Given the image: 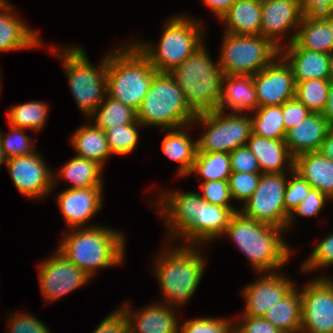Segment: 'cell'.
Wrapping results in <instances>:
<instances>
[{
  "label": "cell",
  "instance_id": "5bb4252c",
  "mask_svg": "<svg viewBox=\"0 0 333 333\" xmlns=\"http://www.w3.org/2000/svg\"><path fill=\"white\" fill-rule=\"evenodd\" d=\"M40 156L33 152L7 159L6 162L17 189L25 197L32 199L45 197L57 183Z\"/></svg>",
  "mask_w": 333,
  "mask_h": 333
},
{
  "label": "cell",
  "instance_id": "f907efd6",
  "mask_svg": "<svg viewBox=\"0 0 333 333\" xmlns=\"http://www.w3.org/2000/svg\"><path fill=\"white\" fill-rule=\"evenodd\" d=\"M241 326L234 325V333H282L264 317L243 315Z\"/></svg>",
  "mask_w": 333,
  "mask_h": 333
},
{
  "label": "cell",
  "instance_id": "5b68a950",
  "mask_svg": "<svg viewBox=\"0 0 333 333\" xmlns=\"http://www.w3.org/2000/svg\"><path fill=\"white\" fill-rule=\"evenodd\" d=\"M196 116L186 102L182 90L168 72L155 74L137 110V120L142 126H162L167 130L190 126Z\"/></svg>",
  "mask_w": 333,
  "mask_h": 333
},
{
  "label": "cell",
  "instance_id": "6125c7cd",
  "mask_svg": "<svg viewBox=\"0 0 333 333\" xmlns=\"http://www.w3.org/2000/svg\"><path fill=\"white\" fill-rule=\"evenodd\" d=\"M330 83L331 85H333V64H332V68H331V76H330Z\"/></svg>",
  "mask_w": 333,
  "mask_h": 333
},
{
  "label": "cell",
  "instance_id": "836d02e7",
  "mask_svg": "<svg viewBox=\"0 0 333 333\" xmlns=\"http://www.w3.org/2000/svg\"><path fill=\"white\" fill-rule=\"evenodd\" d=\"M198 173L204 182L211 180L228 181L232 169L230 155L227 152H197L191 173Z\"/></svg>",
  "mask_w": 333,
  "mask_h": 333
},
{
  "label": "cell",
  "instance_id": "ee69618b",
  "mask_svg": "<svg viewBox=\"0 0 333 333\" xmlns=\"http://www.w3.org/2000/svg\"><path fill=\"white\" fill-rule=\"evenodd\" d=\"M202 194L200 196L210 204L230 208L234 213H237L235 208L230 205L232 199L228 181L211 180L203 182L200 186Z\"/></svg>",
  "mask_w": 333,
  "mask_h": 333
},
{
  "label": "cell",
  "instance_id": "2e32d148",
  "mask_svg": "<svg viewBox=\"0 0 333 333\" xmlns=\"http://www.w3.org/2000/svg\"><path fill=\"white\" fill-rule=\"evenodd\" d=\"M292 281L281 275L269 272L256 282L245 287L243 296L246 300V308L243 315L252 317H264L266 312L276 303L280 302L296 286Z\"/></svg>",
  "mask_w": 333,
  "mask_h": 333
},
{
  "label": "cell",
  "instance_id": "1f68e13d",
  "mask_svg": "<svg viewBox=\"0 0 333 333\" xmlns=\"http://www.w3.org/2000/svg\"><path fill=\"white\" fill-rule=\"evenodd\" d=\"M168 130L162 142V151L171 160L180 164L178 174L189 175L197 153V142H192L187 133L179 128Z\"/></svg>",
  "mask_w": 333,
  "mask_h": 333
},
{
  "label": "cell",
  "instance_id": "91938a15",
  "mask_svg": "<svg viewBox=\"0 0 333 333\" xmlns=\"http://www.w3.org/2000/svg\"><path fill=\"white\" fill-rule=\"evenodd\" d=\"M328 133L333 135V121L328 122Z\"/></svg>",
  "mask_w": 333,
  "mask_h": 333
},
{
  "label": "cell",
  "instance_id": "484cf974",
  "mask_svg": "<svg viewBox=\"0 0 333 333\" xmlns=\"http://www.w3.org/2000/svg\"><path fill=\"white\" fill-rule=\"evenodd\" d=\"M294 170L312 188L333 199V160L320 151L303 153L294 158Z\"/></svg>",
  "mask_w": 333,
  "mask_h": 333
},
{
  "label": "cell",
  "instance_id": "6f0895ef",
  "mask_svg": "<svg viewBox=\"0 0 333 333\" xmlns=\"http://www.w3.org/2000/svg\"><path fill=\"white\" fill-rule=\"evenodd\" d=\"M321 17L327 22L333 33V10L330 13L322 15Z\"/></svg>",
  "mask_w": 333,
  "mask_h": 333
},
{
  "label": "cell",
  "instance_id": "7402d4cb",
  "mask_svg": "<svg viewBox=\"0 0 333 333\" xmlns=\"http://www.w3.org/2000/svg\"><path fill=\"white\" fill-rule=\"evenodd\" d=\"M160 206L171 235L181 236L197 219L199 211V193H168L163 195Z\"/></svg>",
  "mask_w": 333,
  "mask_h": 333
},
{
  "label": "cell",
  "instance_id": "ffe728a7",
  "mask_svg": "<svg viewBox=\"0 0 333 333\" xmlns=\"http://www.w3.org/2000/svg\"><path fill=\"white\" fill-rule=\"evenodd\" d=\"M327 133L328 121L322 113L312 112L286 132L284 141L295 158L303 153L319 151Z\"/></svg>",
  "mask_w": 333,
  "mask_h": 333
},
{
  "label": "cell",
  "instance_id": "94428289",
  "mask_svg": "<svg viewBox=\"0 0 333 333\" xmlns=\"http://www.w3.org/2000/svg\"><path fill=\"white\" fill-rule=\"evenodd\" d=\"M328 284L329 286L333 289V281L331 279H327V278H323Z\"/></svg>",
  "mask_w": 333,
  "mask_h": 333
},
{
  "label": "cell",
  "instance_id": "9a60e30c",
  "mask_svg": "<svg viewBox=\"0 0 333 333\" xmlns=\"http://www.w3.org/2000/svg\"><path fill=\"white\" fill-rule=\"evenodd\" d=\"M252 76L258 108L283 105L295 98L296 83L290 66L281 57Z\"/></svg>",
  "mask_w": 333,
  "mask_h": 333
},
{
  "label": "cell",
  "instance_id": "4316f807",
  "mask_svg": "<svg viewBox=\"0 0 333 333\" xmlns=\"http://www.w3.org/2000/svg\"><path fill=\"white\" fill-rule=\"evenodd\" d=\"M288 43V48H304L309 51L333 55V33L321 16H303Z\"/></svg>",
  "mask_w": 333,
  "mask_h": 333
},
{
  "label": "cell",
  "instance_id": "8fae6325",
  "mask_svg": "<svg viewBox=\"0 0 333 333\" xmlns=\"http://www.w3.org/2000/svg\"><path fill=\"white\" fill-rule=\"evenodd\" d=\"M285 174H262L257 188L239 212L257 222L285 229L289 217L284 210Z\"/></svg>",
  "mask_w": 333,
  "mask_h": 333
},
{
  "label": "cell",
  "instance_id": "11a10c76",
  "mask_svg": "<svg viewBox=\"0 0 333 333\" xmlns=\"http://www.w3.org/2000/svg\"><path fill=\"white\" fill-rule=\"evenodd\" d=\"M319 151L326 157L333 160V135L327 133Z\"/></svg>",
  "mask_w": 333,
  "mask_h": 333
},
{
  "label": "cell",
  "instance_id": "7c38bea8",
  "mask_svg": "<svg viewBox=\"0 0 333 333\" xmlns=\"http://www.w3.org/2000/svg\"><path fill=\"white\" fill-rule=\"evenodd\" d=\"M301 333H333V289L321 277L300 292Z\"/></svg>",
  "mask_w": 333,
  "mask_h": 333
},
{
  "label": "cell",
  "instance_id": "30bf717a",
  "mask_svg": "<svg viewBox=\"0 0 333 333\" xmlns=\"http://www.w3.org/2000/svg\"><path fill=\"white\" fill-rule=\"evenodd\" d=\"M221 110L198 114L192 123L200 121L207 130L198 139L197 152L230 153L247 144L252 134L251 117L238 113L226 115Z\"/></svg>",
  "mask_w": 333,
  "mask_h": 333
},
{
  "label": "cell",
  "instance_id": "ac0fdd59",
  "mask_svg": "<svg viewBox=\"0 0 333 333\" xmlns=\"http://www.w3.org/2000/svg\"><path fill=\"white\" fill-rule=\"evenodd\" d=\"M102 187L66 189L57 195L59 208L71 228L86 227V222L102 207Z\"/></svg>",
  "mask_w": 333,
  "mask_h": 333
},
{
  "label": "cell",
  "instance_id": "60d3db41",
  "mask_svg": "<svg viewBox=\"0 0 333 333\" xmlns=\"http://www.w3.org/2000/svg\"><path fill=\"white\" fill-rule=\"evenodd\" d=\"M262 173L232 172L229 188L232 199L246 202L258 186Z\"/></svg>",
  "mask_w": 333,
  "mask_h": 333
},
{
  "label": "cell",
  "instance_id": "52a82bcc",
  "mask_svg": "<svg viewBox=\"0 0 333 333\" xmlns=\"http://www.w3.org/2000/svg\"><path fill=\"white\" fill-rule=\"evenodd\" d=\"M192 18L176 16L166 24L157 49L151 44L134 43L157 72H170L203 44V28Z\"/></svg>",
  "mask_w": 333,
  "mask_h": 333
},
{
  "label": "cell",
  "instance_id": "c3c4849f",
  "mask_svg": "<svg viewBox=\"0 0 333 333\" xmlns=\"http://www.w3.org/2000/svg\"><path fill=\"white\" fill-rule=\"evenodd\" d=\"M312 112L296 98L288 100L282 105V114L285 131L293 128L303 121Z\"/></svg>",
  "mask_w": 333,
  "mask_h": 333
},
{
  "label": "cell",
  "instance_id": "7bdbcfd3",
  "mask_svg": "<svg viewBox=\"0 0 333 333\" xmlns=\"http://www.w3.org/2000/svg\"><path fill=\"white\" fill-rule=\"evenodd\" d=\"M179 333H234L230 321L215 318H196L185 322L179 327ZM181 331V332H180Z\"/></svg>",
  "mask_w": 333,
  "mask_h": 333
},
{
  "label": "cell",
  "instance_id": "f6af8a7d",
  "mask_svg": "<svg viewBox=\"0 0 333 333\" xmlns=\"http://www.w3.org/2000/svg\"><path fill=\"white\" fill-rule=\"evenodd\" d=\"M333 264V233L322 240L312 251L308 259L303 263V272L311 271L319 267H327Z\"/></svg>",
  "mask_w": 333,
  "mask_h": 333
},
{
  "label": "cell",
  "instance_id": "603a6c76",
  "mask_svg": "<svg viewBox=\"0 0 333 333\" xmlns=\"http://www.w3.org/2000/svg\"><path fill=\"white\" fill-rule=\"evenodd\" d=\"M169 307V308H168ZM164 304L150 305L137 312L134 316V325L131 321L133 311L129 305H125L121 309L126 313L129 325V333H179V326L173 309Z\"/></svg>",
  "mask_w": 333,
  "mask_h": 333
},
{
  "label": "cell",
  "instance_id": "f546056e",
  "mask_svg": "<svg viewBox=\"0 0 333 333\" xmlns=\"http://www.w3.org/2000/svg\"><path fill=\"white\" fill-rule=\"evenodd\" d=\"M74 133L71 144L78 153L76 156L96 161L103 167L104 160L112 155L105 132L88 124Z\"/></svg>",
  "mask_w": 333,
  "mask_h": 333
},
{
  "label": "cell",
  "instance_id": "83f0119b",
  "mask_svg": "<svg viewBox=\"0 0 333 333\" xmlns=\"http://www.w3.org/2000/svg\"><path fill=\"white\" fill-rule=\"evenodd\" d=\"M226 106L238 114L246 110L255 111L258 108L256 89L251 75L223 76L218 110L225 112Z\"/></svg>",
  "mask_w": 333,
  "mask_h": 333
},
{
  "label": "cell",
  "instance_id": "cb8c5ba5",
  "mask_svg": "<svg viewBox=\"0 0 333 333\" xmlns=\"http://www.w3.org/2000/svg\"><path fill=\"white\" fill-rule=\"evenodd\" d=\"M246 145L256 156L262 174L285 173L284 164L287 161L289 168L294 169V157L284 140H273L252 133Z\"/></svg>",
  "mask_w": 333,
  "mask_h": 333
},
{
  "label": "cell",
  "instance_id": "680465c9",
  "mask_svg": "<svg viewBox=\"0 0 333 333\" xmlns=\"http://www.w3.org/2000/svg\"><path fill=\"white\" fill-rule=\"evenodd\" d=\"M3 162H7V158L5 156V153L3 151V148L1 146V143H0V166L3 164Z\"/></svg>",
  "mask_w": 333,
  "mask_h": 333
},
{
  "label": "cell",
  "instance_id": "d6986e66",
  "mask_svg": "<svg viewBox=\"0 0 333 333\" xmlns=\"http://www.w3.org/2000/svg\"><path fill=\"white\" fill-rule=\"evenodd\" d=\"M235 213L227 207L206 202L199 193V211L196 221L181 235L187 245L205 242L223 235Z\"/></svg>",
  "mask_w": 333,
  "mask_h": 333
},
{
  "label": "cell",
  "instance_id": "6da1fadb",
  "mask_svg": "<svg viewBox=\"0 0 333 333\" xmlns=\"http://www.w3.org/2000/svg\"><path fill=\"white\" fill-rule=\"evenodd\" d=\"M284 229L235 213L225 230L257 271L271 272L288 262L290 249L281 238ZM282 239V240H281Z\"/></svg>",
  "mask_w": 333,
  "mask_h": 333
},
{
  "label": "cell",
  "instance_id": "44dd1931",
  "mask_svg": "<svg viewBox=\"0 0 333 333\" xmlns=\"http://www.w3.org/2000/svg\"><path fill=\"white\" fill-rule=\"evenodd\" d=\"M285 53L280 56L290 66L296 84L312 79H330L333 55L304 48H288Z\"/></svg>",
  "mask_w": 333,
  "mask_h": 333
},
{
  "label": "cell",
  "instance_id": "9c48e42d",
  "mask_svg": "<svg viewBox=\"0 0 333 333\" xmlns=\"http://www.w3.org/2000/svg\"><path fill=\"white\" fill-rule=\"evenodd\" d=\"M280 54L271 41L261 35H236L225 32L219 66L224 75H255Z\"/></svg>",
  "mask_w": 333,
  "mask_h": 333
},
{
  "label": "cell",
  "instance_id": "4fadbf2b",
  "mask_svg": "<svg viewBox=\"0 0 333 333\" xmlns=\"http://www.w3.org/2000/svg\"><path fill=\"white\" fill-rule=\"evenodd\" d=\"M39 283L43 297L53 302L88 282L90 276L56 249L54 257L40 264Z\"/></svg>",
  "mask_w": 333,
  "mask_h": 333
},
{
  "label": "cell",
  "instance_id": "e0dca14e",
  "mask_svg": "<svg viewBox=\"0 0 333 333\" xmlns=\"http://www.w3.org/2000/svg\"><path fill=\"white\" fill-rule=\"evenodd\" d=\"M299 0H262L260 35L271 41L282 53L280 34L298 27L303 19ZM280 37V38H279Z\"/></svg>",
  "mask_w": 333,
  "mask_h": 333
},
{
  "label": "cell",
  "instance_id": "db71d44e",
  "mask_svg": "<svg viewBox=\"0 0 333 333\" xmlns=\"http://www.w3.org/2000/svg\"><path fill=\"white\" fill-rule=\"evenodd\" d=\"M207 6L219 17V19L224 16V14L229 10L234 2L237 0H203Z\"/></svg>",
  "mask_w": 333,
  "mask_h": 333
},
{
  "label": "cell",
  "instance_id": "3957f363",
  "mask_svg": "<svg viewBox=\"0 0 333 333\" xmlns=\"http://www.w3.org/2000/svg\"><path fill=\"white\" fill-rule=\"evenodd\" d=\"M72 231L63 238L58 251L88 276L123 261L125 240L120 232L96 225Z\"/></svg>",
  "mask_w": 333,
  "mask_h": 333
},
{
  "label": "cell",
  "instance_id": "f35d334b",
  "mask_svg": "<svg viewBox=\"0 0 333 333\" xmlns=\"http://www.w3.org/2000/svg\"><path fill=\"white\" fill-rule=\"evenodd\" d=\"M138 125L142 126L137 120L135 123L116 125L104 131L112 154L126 155L135 149L139 137Z\"/></svg>",
  "mask_w": 333,
  "mask_h": 333
},
{
  "label": "cell",
  "instance_id": "9f6ffc18",
  "mask_svg": "<svg viewBox=\"0 0 333 333\" xmlns=\"http://www.w3.org/2000/svg\"><path fill=\"white\" fill-rule=\"evenodd\" d=\"M322 115L328 122L333 121V85H330L327 104Z\"/></svg>",
  "mask_w": 333,
  "mask_h": 333
},
{
  "label": "cell",
  "instance_id": "7a4b0ae2",
  "mask_svg": "<svg viewBox=\"0 0 333 333\" xmlns=\"http://www.w3.org/2000/svg\"><path fill=\"white\" fill-rule=\"evenodd\" d=\"M157 71L131 43L107 55V95L138 110Z\"/></svg>",
  "mask_w": 333,
  "mask_h": 333
},
{
  "label": "cell",
  "instance_id": "f1b7e54d",
  "mask_svg": "<svg viewBox=\"0 0 333 333\" xmlns=\"http://www.w3.org/2000/svg\"><path fill=\"white\" fill-rule=\"evenodd\" d=\"M220 20L227 24L226 33L260 35L262 0H237Z\"/></svg>",
  "mask_w": 333,
  "mask_h": 333
},
{
  "label": "cell",
  "instance_id": "74e56055",
  "mask_svg": "<svg viewBox=\"0 0 333 333\" xmlns=\"http://www.w3.org/2000/svg\"><path fill=\"white\" fill-rule=\"evenodd\" d=\"M329 79H312L296 84L295 98L311 112L323 113L330 89Z\"/></svg>",
  "mask_w": 333,
  "mask_h": 333
},
{
  "label": "cell",
  "instance_id": "277c9868",
  "mask_svg": "<svg viewBox=\"0 0 333 333\" xmlns=\"http://www.w3.org/2000/svg\"><path fill=\"white\" fill-rule=\"evenodd\" d=\"M202 45L169 74L182 90L186 102L196 114L218 110L224 76Z\"/></svg>",
  "mask_w": 333,
  "mask_h": 333
},
{
  "label": "cell",
  "instance_id": "ba28073f",
  "mask_svg": "<svg viewBox=\"0 0 333 333\" xmlns=\"http://www.w3.org/2000/svg\"><path fill=\"white\" fill-rule=\"evenodd\" d=\"M66 50L62 51L63 54L60 52L58 56L63 57L69 86L79 109L89 117L107 95V57L97 69L90 64L85 50L81 47Z\"/></svg>",
  "mask_w": 333,
  "mask_h": 333
},
{
  "label": "cell",
  "instance_id": "bcb514c9",
  "mask_svg": "<svg viewBox=\"0 0 333 333\" xmlns=\"http://www.w3.org/2000/svg\"><path fill=\"white\" fill-rule=\"evenodd\" d=\"M329 197L323 194L318 189L312 188L307 197H304L303 202L299 203L288 217L286 228L289 227L294 214L298 216H313L319 214L318 212L323 208L325 200ZM294 213V214H293Z\"/></svg>",
  "mask_w": 333,
  "mask_h": 333
},
{
  "label": "cell",
  "instance_id": "d4e9b609",
  "mask_svg": "<svg viewBox=\"0 0 333 333\" xmlns=\"http://www.w3.org/2000/svg\"><path fill=\"white\" fill-rule=\"evenodd\" d=\"M12 8L6 0H0V51H15L39 46L41 43L37 33L30 30L15 14L12 15V11H15Z\"/></svg>",
  "mask_w": 333,
  "mask_h": 333
},
{
  "label": "cell",
  "instance_id": "681fc988",
  "mask_svg": "<svg viewBox=\"0 0 333 333\" xmlns=\"http://www.w3.org/2000/svg\"><path fill=\"white\" fill-rule=\"evenodd\" d=\"M8 323L10 333H50L46 325L32 315H15Z\"/></svg>",
  "mask_w": 333,
  "mask_h": 333
},
{
  "label": "cell",
  "instance_id": "f5cc1de1",
  "mask_svg": "<svg viewBox=\"0 0 333 333\" xmlns=\"http://www.w3.org/2000/svg\"><path fill=\"white\" fill-rule=\"evenodd\" d=\"M304 16H322L333 10V0H299Z\"/></svg>",
  "mask_w": 333,
  "mask_h": 333
},
{
  "label": "cell",
  "instance_id": "8992f818",
  "mask_svg": "<svg viewBox=\"0 0 333 333\" xmlns=\"http://www.w3.org/2000/svg\"><path fill=\"white\" fill-rule=\"evenodd\" d=\"M194 248L195 245H185L176 251H165L164 257L161 255L157 260L156 276L171 306L185 303L194 294L204 273L202 255Z\"/></svg>",
  "mask_w": 333,
  "mask_h": 333
},
{
  "label": "cell",
  "instance_id": "d6a6232c",
  "mask_svg": "<svg viewBox=\"0 0 333 333\" xmlns=\"http://www.w3.org/2000/svg\"><path fill=\"white\" fill-rule=\"evenodd\" d=\"M101 170L96 161L75 156L62 167L60 175L72 182L68 189L102 187Z\"/></svg>",
  "mask_w": 333,
  "mask_h": 333
},
{
  "label": "cell",
  "instance_id": "4dcf8cb0",
  "mask_svg": "<svg viewBox=\"0 0 333 333\" xmlns=\"http://www.w3.org/2000/svg\"><path fill=\"white\" fill-rule=\"evenodd\" d=\"M294 288L280 302L271 307L264 318L282 333H301V296Z\"/></svg>",
  "mask_w": 333,
  "mask_h": 333
},
{
  "label": "cell",
  "instance_id": "8d00e7d4",
  "mask_svg": "<svg viewBox=\"0 0 333 333\" xmlns=\"http://www.w3.org/2000/svg\"><path fill=\"white\" fill-rule=\"evenodd\" d=\"M48 105L41 101H29L13 106L8 114V123L21 129H41L48 115Z\"/></svg>",
  "mask_w": 333,
  "mask_h": 333
},
{
  "label": "cell",
  "instance_id": "d590c367",
  "mask_svg": "<svg viewBox=\"0 0 333 333\" xmlns=\"http://www.w3.org/2000/svg\"><path fill=\"white\" fill-rule=\"evenodd\" d=\"M255 112L256 116L251 118L252 133L273 140L285 139L282 105L260 107Z\"/></svg>",
  "mask_w": 333,
  "mask_h": 333
},
{
  "label": "cell",
  "instance_id": "b9f144b4",
  "mask_svg": "<svg viewBox=\"0 0 333 333\" xmlns=\"http://www.w3.org/2000/svg\"><path fill=\"white\" fill-rule=\"evenodd\" d=\"M293 179L286 183L284 195V210L290 215L297 205L303 202L312 189L311 185L294 169L290 171Z\"/></svg>",
  "mask_w": 333,
  "mask_h": 333
},
{
  "label": "cell",
  "instance_id": "ab89813d",
  "mask_svg": "<svg viewBox=\"0 0 333 333\" xmlns=\"http://www.w3.org/2000/svg\"><path fill=\"white\" fill-rule=\"evenodd\" d=\"M10 132L7 138H4L0 131V143L7 159L28 155L34 152V145H31V139L24 134L25 129L10 125ZM23 132V133H22Z\"/></svg>",
  "mask_w": 333,
  "mask_h": 333
},
{
  "label": "cell",
  "instance_id": "7dc6e473",
  "mask_svg": "<svg viewBox=\"0 0 333 333\" xmlns=\"http://www.w3.org/2000/svg\"><path fill=\"white\" fill-rule=\"evenodd\" d=\"M229 155L232 172L261 173L256 156L247 145L236 148Z\"/></svg>",
  "mask_w": 333,
  "mask_h": 333
},
{
  "label": "cell",
  "instance_id": "816d5d0a",
  "mask_svg": "<svg viewBox=\"0 0 333 333\" xmlns=\"http://www.w3.org/2000/svg\"><path fill=\"white\" fill-rule=\"evenodd\" d=\"M93 333H129L126 313L119 309L106 317Z\"/></svg>",
  "mask_w": 333,
  "mask_h": 333
},
{
  "label": "cell",
  "instance_id": "e575fe53",
  "mask_svg": "<svg viewBox=\"0 0 333 333\" xmlns=\"http://www.w3.org/2000/svg\"><path fill=\"white\" fill-rule=\"evenodd\" d=\"M91 116L96 118L94 125L103 131L116 125L131 124L137 121L136 110L107 95Z\"/></svg>",
  "mask_w": 333,
  "mask_h": 333
}]
</instances>
